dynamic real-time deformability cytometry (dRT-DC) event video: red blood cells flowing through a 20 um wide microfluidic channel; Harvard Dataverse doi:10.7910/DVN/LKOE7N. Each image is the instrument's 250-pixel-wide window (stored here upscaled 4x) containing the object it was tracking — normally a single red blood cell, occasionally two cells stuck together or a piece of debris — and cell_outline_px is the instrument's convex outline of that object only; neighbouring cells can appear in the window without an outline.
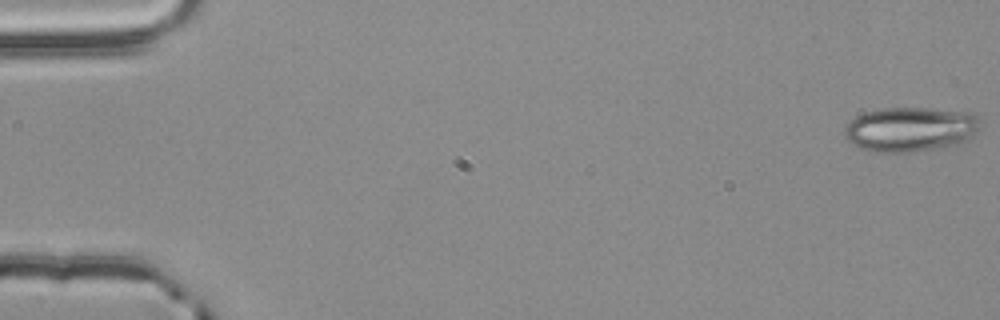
{"species": "common noctule bat (a hibernating species)", "species_latin": "Nyctalus noctula", "temperature_condition": "room temperature", "stored_images_in_passage": 52, "camera_frame_rate_fps": 3000, "um_per_image_px": 0.085, "animal": {"sex": "male", "body_mass_g": 20.4}, "frame": {"image": 1, "passage_image": 1, "time_ms": 0.0, "image_size_px": [1000, 320], "cell_outline_px": [[980, 128], [968, 140], [960, 144], [940, 148], [908, 152], [876, 152], [860, 148], [852, 144], [844, 136], [844, 128], [856, 116], [864, 112], [884, 108], [924, 108], [972, 112], [980, 120]], "centroid_in_image_um": [77.4, 10.99], "position_along_channel_um": 7.6, "area_um2": 35.49}}
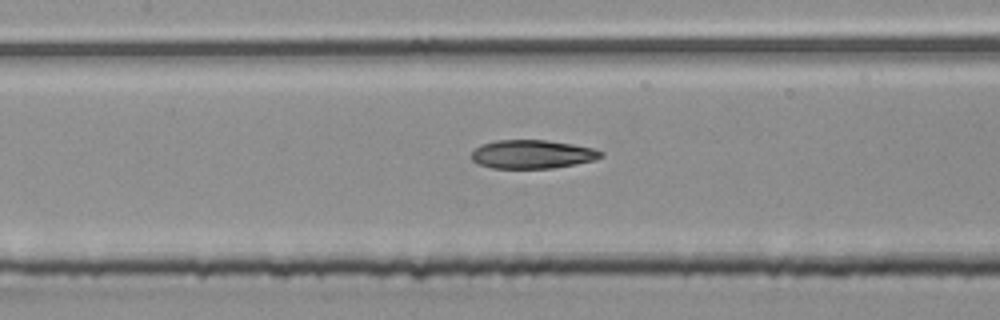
{"frame": {"image": 2, "passage_image": 26, "time_ms": 8.333, "image_size_px": [1000, 320], "cell_outline_px": [[604, 156], [596, 160], [576, 164], [552, 168], [492, 168], [480, 164], [472, 160], [472, 152], [480, 144], [496, 140], [548, 140], [596, 148], [604, 152]], "centroid_in_image_um": [45.3, 13.1], "position_along_channel_um": 162.1, "area_um2": 21.73}}
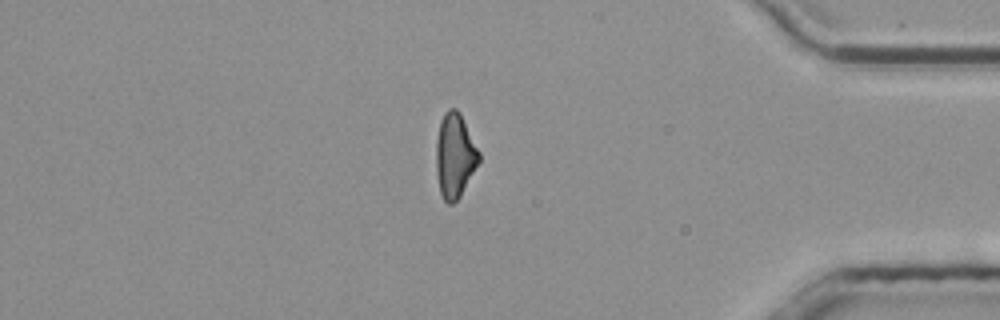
{"frame": {"image": 3, "passage_image": 47, "time_ms": 15.333, "image_size_px": [1000, 320], "cell_outline_px": [[480, 160], [460, 196], [452, 204], [448, 204], [444, 200], [440, 192], [436, 172], [436, 140], [440, 120], [444, 112], [448, 108], [456, 108], [460, 112], [480, 152]], "centroid_in_image_um": [38.65, 13.19], "position_along_channel_um": 396.6, "area_um2": 21.15}}